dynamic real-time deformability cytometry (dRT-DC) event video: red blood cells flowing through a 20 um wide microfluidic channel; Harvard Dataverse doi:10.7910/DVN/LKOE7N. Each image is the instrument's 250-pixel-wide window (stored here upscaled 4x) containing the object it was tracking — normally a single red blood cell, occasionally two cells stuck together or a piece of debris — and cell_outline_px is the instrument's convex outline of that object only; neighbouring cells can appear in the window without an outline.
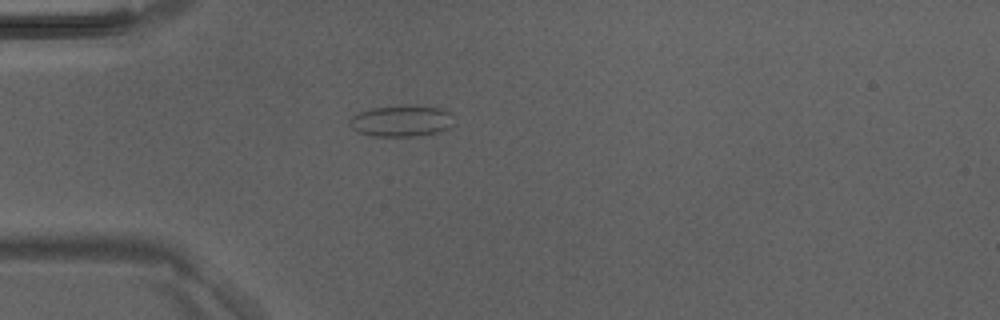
{"species": "Egyptian fruit bat (a non-hibernating species)", "species_latin": "Rousettus aegyptiacus", "temperature_condition": "room temperature", "stored_images_in_passage": 2, "camera_frame_rate_fps": 3000, "um_per_image_px": 0.085, "animal": {"sex": "male"}, "frame": {"image": 1, "passage_image": 2, "time_ms": 0.333, "image_size_px": [1000, 320], "cell_outline_px": [[452, 124], [448, 128], [436, 132], [412, 136], [376, 136], [360, 132], [352, 128], [348, 124], [348, 120], [352, 116], [360, 112], [372, 108], [440, 108], [452, 112]], "centroid_in_image_um": [34.09, 10.32], "position_along_channel_um": 50.9, "area_um2": 18.03}}